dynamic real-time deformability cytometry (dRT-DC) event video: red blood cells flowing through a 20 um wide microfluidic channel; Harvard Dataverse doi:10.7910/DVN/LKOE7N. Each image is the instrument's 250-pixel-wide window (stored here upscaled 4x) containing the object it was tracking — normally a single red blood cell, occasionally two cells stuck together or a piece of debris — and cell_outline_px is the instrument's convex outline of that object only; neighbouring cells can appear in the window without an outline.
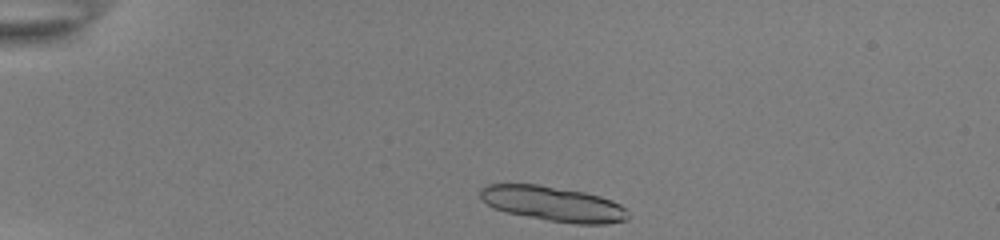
{"species": "common noctule bat (a hibernating species)", "species_latin": "Nyctalus noctula", "temperature_condition": "room temperature", "stored_images_in_passage": 31, "camera_frame_rate_fps": 3000, "um_per_image_px": 0.085, "animal": {"sex": "female", "body_mass_g": 22.0, "forearm_length_mm": 56.7}, "frame": {"image": 1, "passage_image": 1, "time_ms": 0.0, "image_size_px": [1000, 240], "cell_outline_px": [[632, 216], [628, 220], [604, 224], [576, 224], [548, 220], [508, 212], [496, 208], [480, 200], [480, 188], [484, 184], [540, 184], [584, 192], [600, 196], [612, 200], [620, 204]], "centroid_in_image_um": [47.05, 17.31], "position_along_channel_um": 38.0, "area_um2": 30.17}}
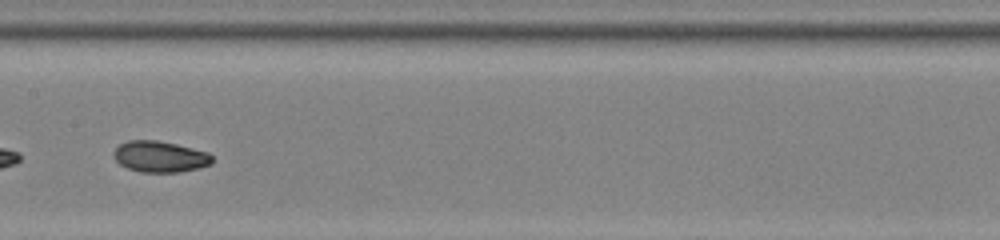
{"frame": {"image": 2, "passage_image": 18, "time_ms": 5.667, "image_size_px": [1000, 240], "cell_outline_px": [[212, 164], [200, 168], [180, 172], [140, 172], [128, 168], [120, 164], [116, 160], [112, 152], [120, 144], [128, 140], [156, 140], [176, 144], [208, 152], [212, 156]], "centroid_in_image_um": [13.61, 13.32], "position_along_channel_um": 193.8, "area_um2": 17.92}}
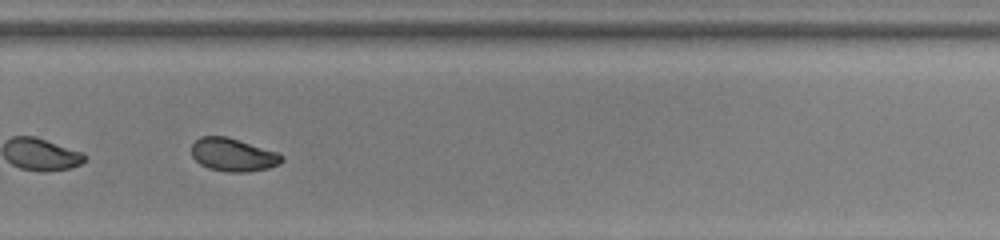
{"frame": {"image": 3, "passage_image": 27, "time_ms": 8.667, "image_size_px": [1000, 240], "cell_outline_px": [[284, 160], [280, 164], [268, 168], [248, 172], [228, 172], [208, 168], [200, 164], [192, 156], [192, 144], [200, 136], [228, 136], [280, 152], [284, 156]], "centroid_in_image_um": [19.86, 13.15], "position_along_channel_um": 309.9, "area_um2": 17.74}}